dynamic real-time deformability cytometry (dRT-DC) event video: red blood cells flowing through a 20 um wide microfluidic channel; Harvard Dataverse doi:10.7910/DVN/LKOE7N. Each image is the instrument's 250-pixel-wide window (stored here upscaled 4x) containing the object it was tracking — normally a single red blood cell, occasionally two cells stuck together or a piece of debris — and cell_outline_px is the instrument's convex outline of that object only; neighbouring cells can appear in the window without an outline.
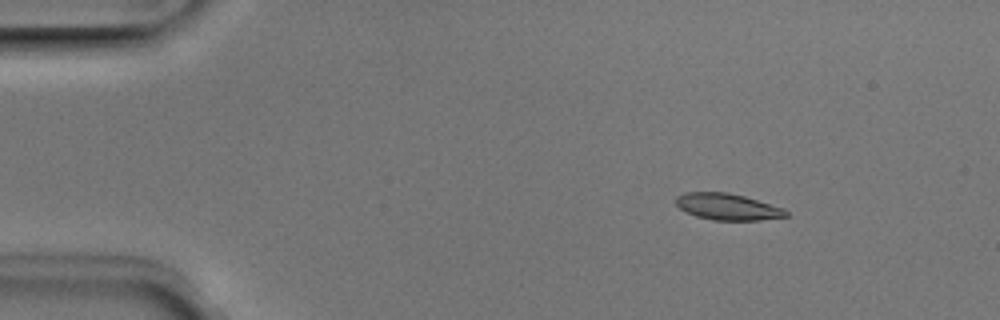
{"species": "Egyptian fruit bat (a non-hibernating species)", "species_latin": "Rousettus aegyptiacus", "temperature_condition": "room temperature", "stored_images_in_passage": 5, "camera_frame_rate_fps": 3000, "um_per_image_px": 0.085, "animal": {"sex": "male"}, "frame": {"image": 1, "passage_image": 3, "time_ms": 0.667, "image_size_px": [1000, 320], "cell_outline_px": [[788, 216], [760, 220], [712, 220], [696, 216], [680, 208], [676, 204], [676, 196], [684, 192], [728, 192], [744, 196], [784, 208], [788, 212]], "centroid_in_image_um": [61.84, 17.57], "position_along_channel_um": 23.2, "area_um2": 16.94}}